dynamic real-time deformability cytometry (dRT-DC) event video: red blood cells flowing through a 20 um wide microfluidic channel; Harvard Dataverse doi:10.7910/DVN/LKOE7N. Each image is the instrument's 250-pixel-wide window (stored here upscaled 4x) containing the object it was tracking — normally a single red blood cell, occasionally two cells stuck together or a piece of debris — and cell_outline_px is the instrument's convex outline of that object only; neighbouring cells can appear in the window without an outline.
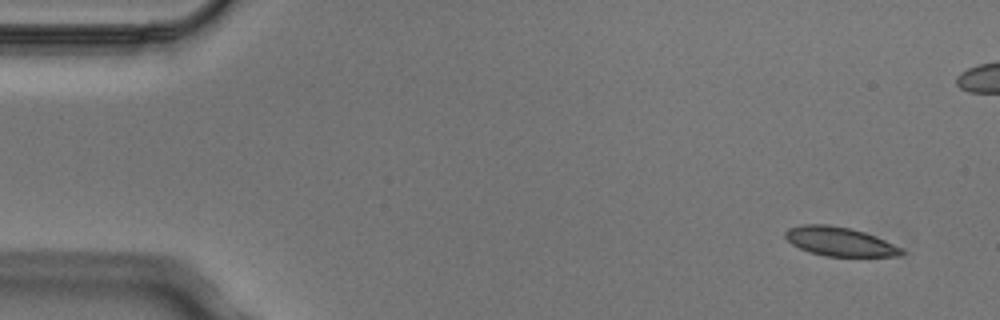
{"species": "Egyptian fruit bat (a non-hibernating species)", "species_latin": "Rousettus aegyptiacus", "temperature_condition": "cold", "stored_images_in_passage": 5, "camera_frame_rate_fps": 3000, "um_per_image_px": 0.085, "animal": {"sex": "male"}, "frame": {"image": 1, "passage_image": 1, "time_ms": 0.0, "image_size_px": [1000, 320], "cell_outline_px": [[904, 252], [900, 256], [824, 256], [800, 248], [792, 244], [784, 236], [784, 232], [788, 228], [800, 224], [828, 224], [852, 228], [876, 236], [904, 248]], "centroid_in_image_um": [71.38, 20.51], "position_along_channel_um": 13.6, "area_um2": 19.77}}